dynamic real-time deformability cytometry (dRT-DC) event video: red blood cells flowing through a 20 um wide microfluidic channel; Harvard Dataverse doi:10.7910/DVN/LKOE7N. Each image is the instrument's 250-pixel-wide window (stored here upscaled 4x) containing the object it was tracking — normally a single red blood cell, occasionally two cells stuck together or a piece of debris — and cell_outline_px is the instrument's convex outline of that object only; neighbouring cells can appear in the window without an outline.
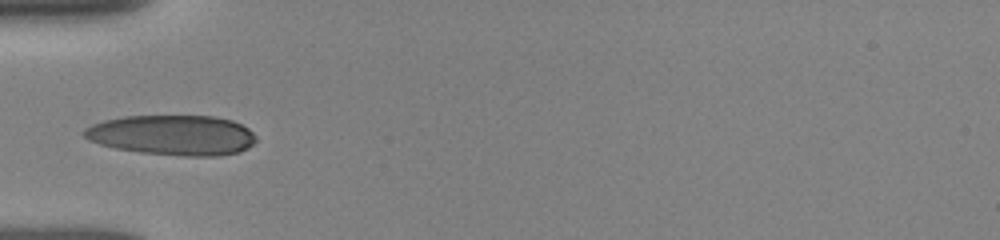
{"species": "human", "species_latin": "Homo sapiens", "temperature_condition": "room temperature", "stored_images_in_passage": 38, "camera_frame_rate_fps": 3000, "um_per_image_px": 0.085, "donor": {"sex": "female"}, "frame": {"image": 1, "passage_image": 1, "time_ms": 0.0, "image_size_px": [1000, 240], "cell_outline_px": [[256, 140], [248, 148], [240, 152], [216, 156], [184, 156], [140, 152], [116, 148], [100, 144], [88, 140], [80, 132], [84, 128], [92, 124], [104, 120], [124, 116], [212, 116], [232, 120], [248, 128], [256, 136]], "centroid_in_image_um": [14.65, 11.48], "position_along_channel_um": 70.4, "area_um2": 40.34}}
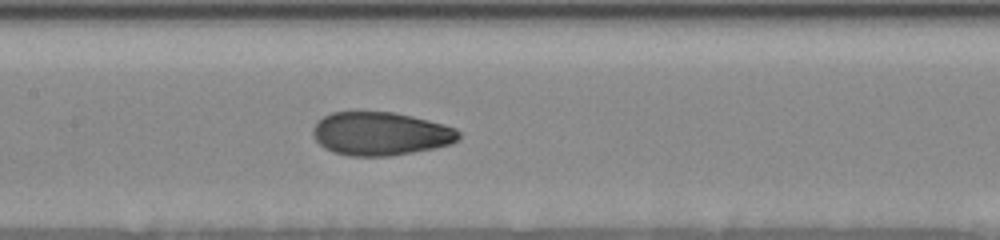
{"frame": {"image": 2, "passage_image": 9, "time_ms": 2.667, "image_size_px": [1000, 240], "cell_outline_px": [[460, 140], [452, 144], [412, 152], [388, 156], [348, 156], [332, 152], [324, 148], [312, 136], [312, 128], [316, 120], [332, 112], [396, 112], [444, 124], [456, 128], [460, 132]], "centroid_in_image_um": [32.33, 11.36], "position_along_channel_um": 175.1, "area_um2": 37.17}}
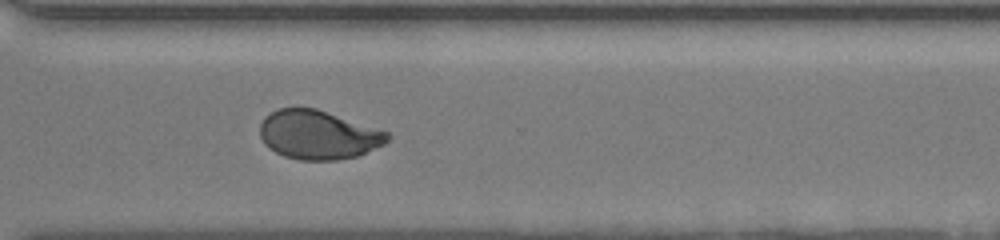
{"frame": {"image": 3, "passage_image": 22, "time_ms": 7.0, "image_size_px": [1000, 240], "cell_outline_px": [[392, 136], [384, 144], [356, 156], [336, 160], [300, 160], [284, 156], [276, 152], [264, 144], [260, 136], [260, 124], [264, 116], [276, 108], [316, 108], [388, 132]], "centroid_in_image_um": [27.02, 11.45], "position_along_channel_um": 343.6, "area_um2": 36.24}, "authors_computed_cell_mechanics": {"area_um2": 36.7897, "velocity_mm_per_s": 3.9003, "shape_relaxation_time_tau1_ms": 6.2681, "shape_relaxation_time_tau2_ms": 1.0515, "deformation_change_tau1": 0.1999, "deformation_change_tau2": 0.0621}}